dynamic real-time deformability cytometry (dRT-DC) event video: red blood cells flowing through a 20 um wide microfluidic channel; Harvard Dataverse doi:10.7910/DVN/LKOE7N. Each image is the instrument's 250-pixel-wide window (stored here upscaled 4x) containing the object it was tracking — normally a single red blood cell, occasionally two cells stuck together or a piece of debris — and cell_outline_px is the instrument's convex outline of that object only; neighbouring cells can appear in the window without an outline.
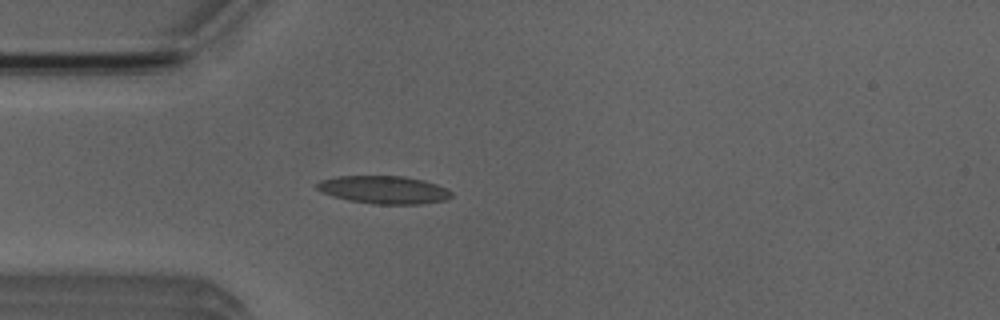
{"species": "Egyptian fruit bat (a non-hibernating species)", "species_latin": "Rousettus aegyptiacus", "temperature_condition": "room temperature", "stored_images_in_passage": 6, "camera_frame_rate_fps": 3000, "um_per_image_px": 0.085, "animal": {"sex": "male"}, "frame": {"image": 1, "passage_image": 1, "time_ms": 0.0, "image_size_px": [1000, 320], "cell_outline_px": [[452, 196], [444, 200], [420, 204], [372, 204], [348, 200], [332, 196], [320, 192], [312, 184], [320, 180], [336, 176], [404, 176], [424, 180], [448, 188], [452, 192]], "centroid_in_image_um": [32.58, 16.12], "position_along_channel_um": 52.4, "area_um2": 22.14}}